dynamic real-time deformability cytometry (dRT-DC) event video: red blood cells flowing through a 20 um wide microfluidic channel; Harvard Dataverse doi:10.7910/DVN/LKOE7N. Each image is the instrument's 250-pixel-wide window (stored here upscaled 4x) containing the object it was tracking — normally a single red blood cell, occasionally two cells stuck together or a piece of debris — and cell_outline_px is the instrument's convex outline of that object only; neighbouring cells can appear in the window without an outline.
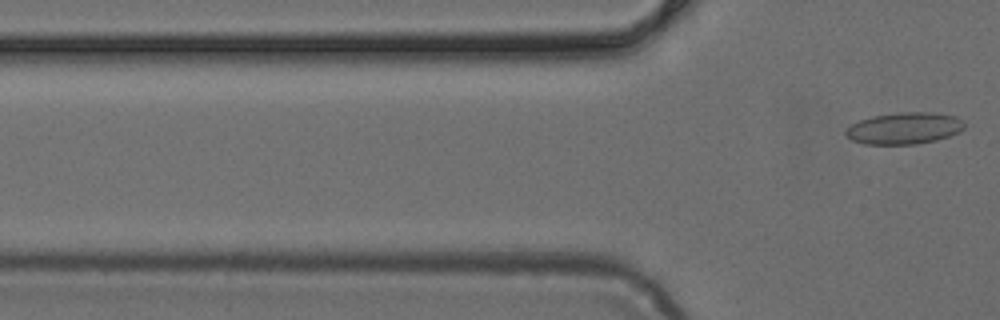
{"species": "common noctule bat (a hibernating species)", "species_latin": "Nyctalus noctula", "temperature_condition": "cold", "stored_images_in_passage": 5, "camera_frame_rate_fps": 3000, "um_per_image_px": 0.085, "animal": {"sex": "female", "body_mass_g": 24.6, "forearm_length_mm": 56.2}, "frame": {"image": 1, "passage_image": 5, "time_ms": 1.333, "image_size_px": [1000, 320], "cell_outline_px": [[964, 128], [960, 132], [936, 140], [916, 144], [864, 144], [852, 140], [844, 132], [852, 124], [860, 120], [872, 116], [900, 112], [932, 112], [956, 116], [964, 120]], "centroid_in_image_um": [76.9, 10.89], "position_along_channel_um": 48.9, "area_um2": 21.91}}